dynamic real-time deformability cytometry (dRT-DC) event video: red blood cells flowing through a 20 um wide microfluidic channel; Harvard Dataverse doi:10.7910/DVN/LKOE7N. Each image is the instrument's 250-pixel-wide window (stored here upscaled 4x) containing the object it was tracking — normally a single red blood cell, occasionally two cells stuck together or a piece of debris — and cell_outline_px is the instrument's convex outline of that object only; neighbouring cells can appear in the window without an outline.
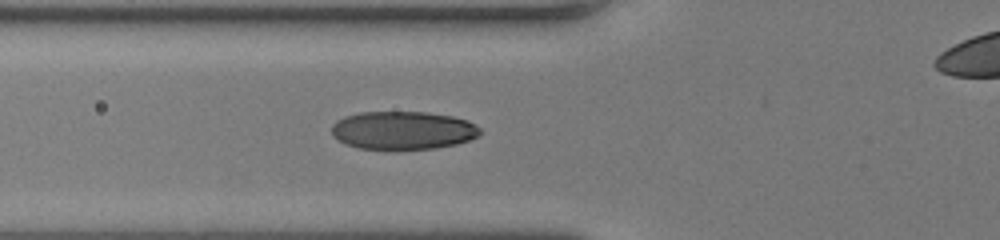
{"species": "human", "species_latin": "Homo sapiens", "temperature_condition": "room temperature", "stored_images_in_passage": 28, "camera_frame_rate_fps": 3000, "um_per_image_px": 0.085, "donor": {"sex": "female"}, "frame": {"image": 1, "passage_image": 2, "time_ms": 0.333, "image_size_px": [1000, 240], "cell_outline_px": [[480, 136], [456, 144], [436, 148], [396, 152], [356, 148], [344, 144], [336, 140], [332, 136], [332, 124], [336, 120], [344, 116], [360, 112], [428, 112], [452, 116], [468, 120], [480, 128]], "centroid_in_image_um": [34.2, 11.12], "position_along_channel_um": 91.6, "area_um2": 34.22}}
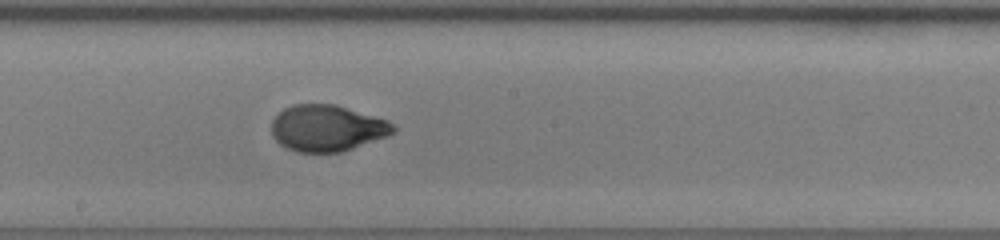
{"frame": {"image": 2, "passage_image": 11, "time_ms": 3.333, "image_size_px": [1000, 240], "cell_outline_px": [[396, 132], [388, 136], [340, 152], [296, 152], [280, 144], [272, 136], [272, 120], [284, 108], [292, 104], [336, 104], [388, 120], [396, 128]], "centroid_in_image_um": [27.81, 10.88], "position_along_channel_um": 220.4, "area_um2": 32.89}}
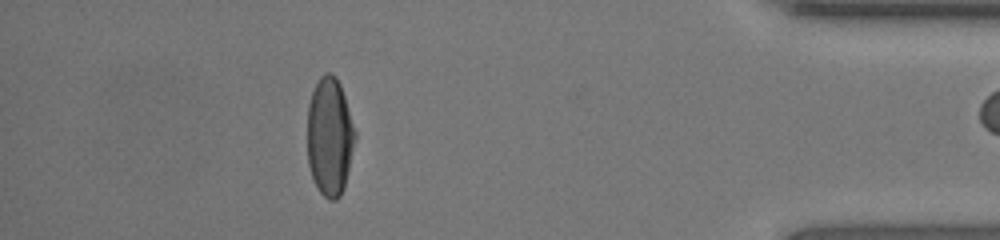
{"frame": {"image": 3, "passage_image": 27, "time_ms": 8.667, "image_size_px": [1000, 240], "cell_outline_px": [[356, 136], [344, 188], [340, 196], [336, 200], [328, 200], [320, 192], [312, 176], [308, 164], [308, 104], [312, 92], [320, 76], [324, 72], [332, 72], [336, 76], [340, 84], [356, 132]], "centroid_in_image_um": [28.02, 11.6], "position_along_channel_um": 407.2, "area_um2": 32.83}}